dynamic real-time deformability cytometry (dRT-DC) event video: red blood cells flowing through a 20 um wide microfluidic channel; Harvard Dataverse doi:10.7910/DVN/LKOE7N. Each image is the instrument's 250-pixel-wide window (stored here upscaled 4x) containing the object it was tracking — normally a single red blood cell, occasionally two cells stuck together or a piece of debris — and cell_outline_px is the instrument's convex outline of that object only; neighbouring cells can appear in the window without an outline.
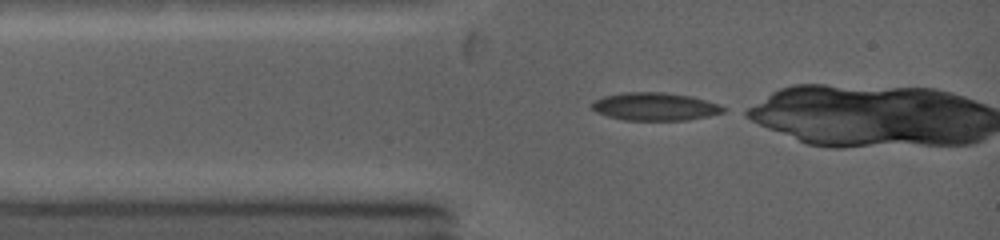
{"species": "common noctule bat (a hibernating species)", "species_latin": "Nyctalus noctula", "temperature_condition": "warm", "stored_images_in_passage": 45, "camera_frame_rate_fps": 5000, "um_per_image_px": 0.085, "animal": {"sex": "female", "body_mass_g": 19.0, "forearm_length_mm": 53.3}, "frame": {"image": 1, "passage_image": 1, "time_ms": 0.0, "image_size_px": [1000, 240], "cell_outline_px": [[728, 108], [724, 112], [708, 116], [688, 120], [624, 120], [608, 116], [596, 112], [592, 108], [592, 104], [596, 100], [604, 96], [628, 92], [664, 92], [688, 96], [720, 104]], "centroid_in_image_um": [55.71, 9.06], "position_along_channel_um": 29.3, "area_um2": 21.21}}
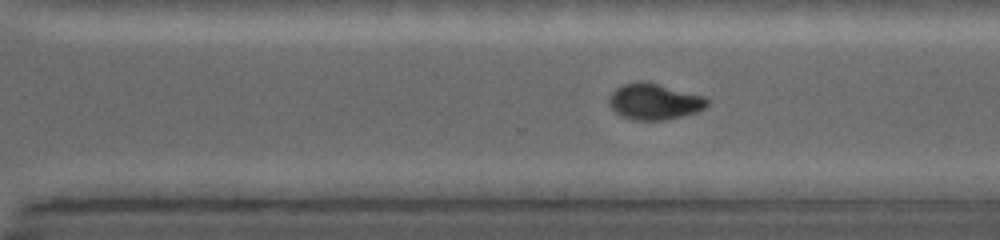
{"frame": {"image": 2, "passage_image": 31, "time_ms": 6.8, "image_size_px": [1000, 240], "cell_outline_px": [[708, 104], [704, 108], [696, 112], [664, 120], [632, 120], [620, 116], [608, 104], [608, 100], [612, 92], [616, 88], [624, 84], [640, 80], [704, 96], [708, 100]], "centroid_in_image_um": [55.57, 8.64], "position_along_channel_um": 315.0, "area_um2": 20.4}}
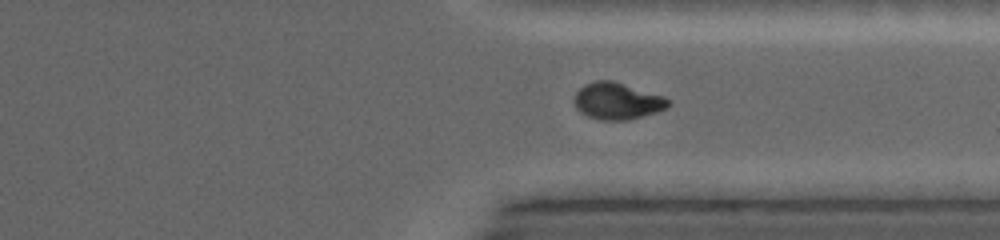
{"frame": {"image": 3, "passage_image": 36, "time_ms": 7.8, "image_size_px": [1000, 240], "cell_outline_px": [[672, 100], [668, 108], [656, 112], [628, 120], [600, 120], [588, 116], [580, 112], [576, 108], [572, 100], [576, 92], [584, 84], [596, 80], [612, 80], [664, 96]], "centroid_in_image_um": [52.46, 8.58], "position_along_channel_um": 358.9, "area_um2": 20.35}, "authors_computed_cell_mechanics": {"area_um2": 20.7502, "velocity_mm_per_s": 4.336, "shape_relaxation_time_tau1_ms": 6.5602, "shape_relaxation_time_tau2_ms": 1.4629, "deformation_change_tau1": 0.2383, "deformation_change_tau2": 0.0464}}